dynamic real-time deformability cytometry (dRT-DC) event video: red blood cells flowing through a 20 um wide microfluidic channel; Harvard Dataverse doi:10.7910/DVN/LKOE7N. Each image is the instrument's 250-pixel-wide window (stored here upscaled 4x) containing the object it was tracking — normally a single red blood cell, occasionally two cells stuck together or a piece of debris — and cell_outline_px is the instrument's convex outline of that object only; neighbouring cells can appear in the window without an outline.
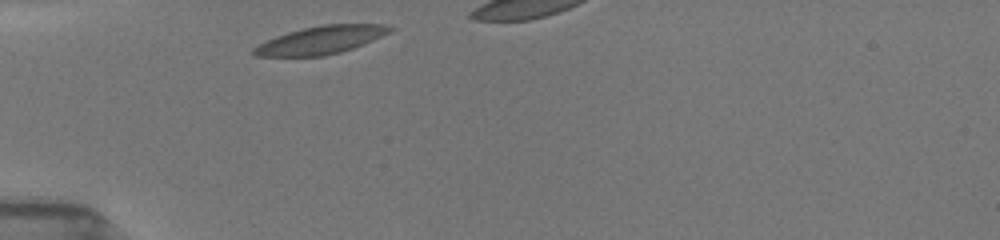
{"species": "common noctule bat (a hibernating species)", "species_latin": "Nyctalus noctula", "temperature_condition": "room temperature", "stored_images_in_passage": 2, "segment_of_instrument_passage": [1, 2], "camera_frame_rate_fps": 3000, "um_per_image_px": 0.085, "animal": {"sex": "female", "body_mass_g": 19.5, "forearm_length_mm": 54.1}, "frame": {"image": 1, "passage_image": 1, "time_ms": 0.0, "image_size_px": [1000, 240], "cell_outline_px": [[396, 28], [372, 40], [352, 48], [340, 52], [324, 56], [256, 56], [252, 52], [252, 48], [276, 36], [288, 32], [304, 28], [324, 24], [384, 24]], "centroid_in_image_um": [27.26, 3.4], "position_along_channel_um": 57.7, "area_um2": 21.79}}